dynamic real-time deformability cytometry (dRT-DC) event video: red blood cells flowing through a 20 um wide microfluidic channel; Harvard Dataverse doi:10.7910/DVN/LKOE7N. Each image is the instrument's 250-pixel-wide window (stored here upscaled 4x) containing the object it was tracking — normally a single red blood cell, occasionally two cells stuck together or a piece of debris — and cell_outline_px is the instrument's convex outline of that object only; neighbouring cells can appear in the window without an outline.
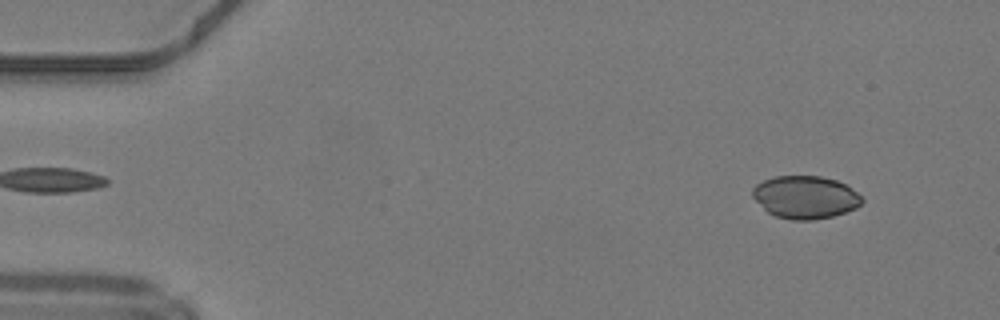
{"species": "common noctule bat (a hibernating species)", "species_latin": "Nyctalus noctula", "temperature_condition": "warm", "stored_images_in_passage": 46, "camera_frame_rate_fps": 3000, "um_per_image_px": 0.085, "animal": {"sex": "male", "body_mass_g": 19.2, "forearm_length_mm": 51.8}, "frame": {"image": 1, "passage_image": 2, "time_ms": 0.333, "image_size_px": [1000, 320], "cell_outline_px": [[864, 200], [856, 208], [832, 216], [812, 220], [792, 220], [776, 216], [768, 212], [752, 196], [752, 188], [756, 184], [764, 180], [776, 176], [820, 176], [836, 180], [844, 184], [856, 192]], "centroid_in_image_um": [68.43, 16.76], "position_along_channel_um": 16.6, "area_um2": 26.99}}
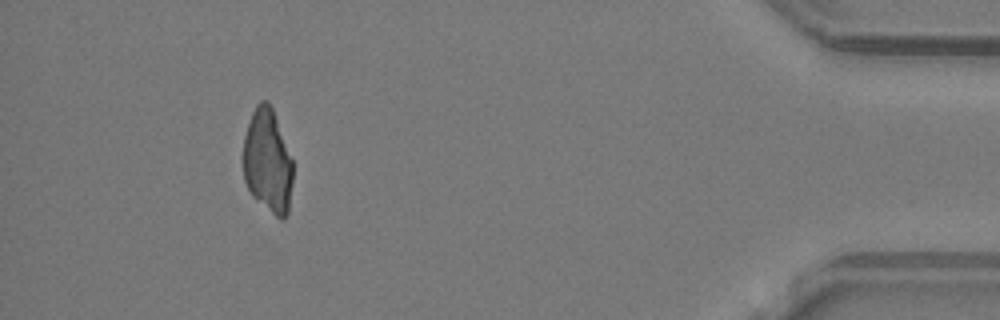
{"frame": {"image": 2, "passage_image": 42, "time_ms": 13.667, "image_size_px": [1000, 320], "cell_outline_px": [[292, 180], [288, 212], [284, 220], [280, 220], [252, 196], [244, 180], [244, 136], [252, 112], [256, 104], [260, 100], [268, 100], [272, 108], [292, 160]], "centroid_in_image_um": [22.74, 13.71], "position_along_channel_um": 412.5, "area_um2": 29.82}}